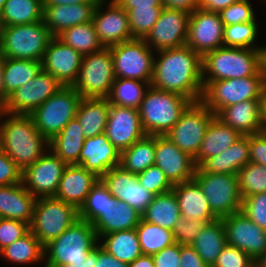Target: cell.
<instances>
[{"label":"cell","mask_w":266,"mask_h":267,"mask_svg":"<svg viewBox=\"0 0 266 267\" xmlns=\"http://www.w3.org/2000/svg\"><path fill=\"white\" fill-rule=\"evenodd\" d=\"M151 86L201 101L202 57L187 45L156 51Z\"/></svg>","instance_id":"cell-1"},{"label":"cell","mask_w":266,"mask_h":267,"mask_svg":"<svg viewBox=\"0 0 266 267\" xmlns=\"http://www.w3.org/2000/svg\"><path fill=\"white\" fill-rule=\"evenodd\" d=\"M2 151L24 171L49 150V141L38 131L30 115L0 110Z\"/></svg>","instance_id":"cell-2"},{"label":"cell","mask_w":266,"mask_h":267,"mask_svg":"<svg viewBox=\"0 0 266 267\" xmlns=\"http://www.w3.org/2000/svg\"><path fill=\"white\" fill-rule=\"evenodd\" d=\"M192 103L183 95L156 89L150 85L138 112L146 135L165 136Z\"/></svg>","instance_id":"cell-3"},{"label":"cell","mask_w":266,"mask_h":267,"mask_svg":"<svg viewBox=\"0 0 266 267\" xmlns=\"http://www.w3.org/2000/svg\"><path fill=\"white\" fill-rule=\"evenodd\" d=\"M203 81L244 78L261 71L260 49L220 47L202 58Z\"/></svg>","instance_id":"cell-4"},{"label":"cell","mask_w":266,"mask_h":267,"mask_svg":"<svg viewBox=\"0 0 266 267\" xmlns=\"http://www.w3.org/2000/svg\"><path fill=\"white\" fill-rule=\"evenodd\" d=\"M98 243L94 226L79 218L56 239L44 246L43 267H60L86 260L88 253Z\"/></svg>","instance_id":"cell-5"},{"label":"cell","mask_w":266,"mask_h":267,"mask_svg":"<svg viewBox=\"0 0 266 267\" xmlns=\"http://www.w3.org/2000/svg\"><path fill=\"white\" fill-rule=\"evenodd\" d=\"M266 91L262 71L254 76L203 81L201 102L215 115L223 108L245 100H261Z\"/></svg>","instance_id":"cell-6"},{"label":"cell","mask_w":266,"mask_h":267,"mask_svg":"<svg viewBox=\"0 0 266 267\" xmlns=\"http://www.w3.org/2000/svg\"><path fill=\"white\" fill-rule=\"evenodd\" d=\"M44 21L0 27V54L4 58L40 61L52 39Z\"/></svg>","instance_id":"cell-7"},{"label":"cell","mask_w":266,"mask_h":267,"mask_svg":"<svg viewBox=\"0 0 266 267\" xmlns=\"http://www.w3.org/2000/svg\"><path fill=\"white\" fill-rule=\"evenodd\" d=\"M81 99L73 86H63L30 114L35 127L50 141L76 117Z\"/></svg>","instance_id":"cell-8"},{"label":"cell","mask_w":266,"mask_h":267,"mask_svg":"<svg viewBox=\"0 0 266 267\" xmlns=\"http://www.w3.org/2000/svg\"><path fill=\"white\" fill-rule=\"evenodd\" d=\"M79 219V210L55 196L37 198L30 231L45 246Z\"/></svg>","instance_id":"cell-9"},{"label":"cell","mask_w":266,"mask_h":267,"mask_svg":"<svg viewBox=\"0 0 266 267\" xmlns=\"http://www.w3.org/2000/svg\"><path fill=\"white\" fill-rule=\"evenodd\" d=\"M115 80L112 52L104 47L83 56L74 89L82 98H107Z\"/></svg>","instance_id":"cell-10"},{"label":"cell","mask_w":266,"mask_h":267,"mask_svg":"<svg viewBox=\"0 0 266 267\" xmlns=\"http://www.w3.org/2000/svg\"><path fill=\"white\" fill-rule=\"evenodd\" d=\"M194 180L202 188L212 212L218 218L241 211L242 197L237 174L209 173L196 167Z\"/></svg>","instance_id":"cell-11"},{"label":"cell","mask_w":266,"mask_h":267,"mask_svg":"<svg viewBox=\"0 0 266 267\" xmlns=\"http://www.w3.org/2000/svg\"><path fill=\"white\" fill-rule=\"evenodd\" d=\"M109 48L112 52L115 78L151 82L155 51L144 39L134 38Z\"/></svg>","instance_id":"cell-12"},{"label":"cell","mask_w":266,"mask_h":267,"mask_svg":"<svg viewBox=\"0 0 266 267\" xmlns=\"http://www.w3.org/2000/svg\"><path fill=\"white\" fill-rule=\"evenodd\" d=\"M214 117L215 114L201 101L192 102L165 136L180 150L195 158L198 155L207 126Z\"/></svg>","instance_id":"cell-13"},{"label":"cell","mask_w":266,"mask_h":267,"mask_svg":"<svg viewBox=\"0 0 266 267\" xmlns=\"http://www.w3.org/2000/svg\"><path fill=\"white\" fill-rule=\"evenodd\" d=\"M63 85L50 73L40 70L36 77L8 96L0 110L12 114L30 115Z\"/></svg>","instance_id":"cell-14"},{"label":"cell","mask_w":266,"mask_h":267,"mask_svg":"<svg viewBox=\"0 0 266 267\" xmlns=\"http://www.w3.org/2000/svg\"><path fill=\"white\" fill-rule=\"evenodd\" d=\"M224 26L219 13L198 7L189 16L186 45L203 58L223 47Z\"/></svg>","instance_id":"cell-15"},{"label":"cell","mask_w":266,"mask_h":267,"mask_svg":"<svg viewBox=\"0 0 266 267\" xmlns=\"http://www.w3.org/2000/svg\"><path fill=\"white\" fill-rule=\"evenodd\" d=\"M67 164L50 149L22 172L25 188L36 198L55 196Z\"/></svg>","instance_id":"cell-16"},{"label":"cell","mask_w":266,"mask_h":267,"mask_svg":"<svg viewBox=\"0 0 266 267\" xmlns=\"http://www.w3.org/2000/svg\"><path fill=\"white\" fill-rule=\"evenodd\" d=\"M189 16L187 11L164 7L145 42L155 52L186 45Z\"/></svg>","instance_id":"cell-17"},{"label":"cell","mask_w":266,"mask_h":267,"mask_svg":"<svg viewBox=\"0 0 266 267\" xmlns=\"http://www.w3.org/2000/svg\"><path fill=\"white\" fill-rule=\"evenodd\" d=\"M227 244L246 252L254 261L266 252V230L242 211L222 217Z\"/></svg>","instance_id":"cell-18"},{"label":"cell","mask_w":266,"mask_h":267,"mask_svg":"<svg viewBox=\"0 0 266 267\" xmlns=\"http://www.w3.org/2000/svg\"><path fill=\"white\" fill-rule=\"evenodd\" d=\"M92 22L104 47L134 39L130 32L127 11L114 0H99Z\"/></svg>","instance_id":"cell-19"},{"label":"cell","mask_w":266,"mask_h":267,"mask_svg":"<svg viewBox=\"0 0 266 267\" xmlns=\"http://www.w3.org/2000/svg\"><path fill=\"white\" fill-rule=\"evenodd\" d=\"M83 55L52 37L41 60L42 70L53 75L63 86H73L77 80Z\"/></svg>","instance_id":"cell-20"},{"label":"cell","mask_w":266,"mask_h":267,"mask_svg":"<svg viewBox=\"0 0 266 267\" xmlns=\"http://www.w3.org/2000/svg\"><path fill=\"white\" fill-rule=\"evenodd\" d=\"M104 134L120 153L146 135L138 110L116 105H110Z\"/></svg>","instance_id":"cell-21"},{"label":"cell","mask_w":266,"mask_h":267,"mask_svg":"<svg viewBox=\"0 0 266 267\" xmlns=\"http://www.w3.org/2000/svg\"><path fill=\"white\" fill-rule=\"evenodd\" d=\"M155 165L164 172L172 185L194 179V158L180 150L166 136H156Z\"/></svg>","instance_id":"cell-22"},{"label":"cell","mask_w":266,"mask_h":267,"mask_svg":"<svg viewBox=\"0 0 266 267\" xmlns=\"http://www.w3.org/2000/svg\"><path fill=\"white\" fill-rule=\"evenodd\" d=\"M120 155L118 149L103 133L84 140L78 165L100 178L111 168L120 165Z\"/></svg>","instance_id":"cell-23"},{"label":"cell","mask_w":266,"mask_h":267,"mask_svg":"<svg viewBox=\"0 0 266 267\" xmlns=\"http://www.w3.org/2000/svg\"><path fill=\"white\" fill-rule=\"evenodd\" d=\"M100 180L80 165H67L60 179L55 197L74 205L78 210L85 203L91 189Z\"/></svg>","instance_id":"cell-24"},{"label":"cell","mask_w":266,"mask_h":267,"mask_svg":"<svg viewBox=\"0 0 266 267\" xmlns=\"http://www.w3.org/2000/svg\"><path fill=\"white\" fill-rule=\"evenodd\" d=\"M98 3L43 6V21L56 37L65 29L92 21Z\"/></svg>","instance_id":"cell-25"},{"label":"cell","mask_w":266,"mask_h":267,"mask_svg":"<svg viewBox=\"0 0 266 267\" xmlns=\"http://www.w3.org/2000/svg\"><path fill=\"white\" fill-rule=\"evenodd\" d=\"M181 218L212 222L218 217L212 212L202 188L193 179L173 185Z\"/></svg>","instance_id":"cell-26"},{"label":"cell","mask_w":266,"mask_h":267,"mask_svg":"<svg viewBox=\"0 0 266 267\" xmlns=\"http://www.w3.org/2000/svg\"><path fill=\"white\" fill-rule=\"evenodd\" d=\"M37 198L24 186L23 182L0 186V215L5 219L32 222Z\"/></svg>","instance_id":"cell-27"},{"label":"cell","mask_w":266,"mask_h":267,"mask_svg":"<svg viewBox=\"0 0 266 267\" xmlns=\"http://www.w3.org/2000/svg\"><path fill=\"white\" fill-rule=\"evenodd\" d=\"M261 100H245L221 109L215 117L242 135L260 133Z\"/></svg>","instance_id":"cell-28"},{"label":"cell","mask_w":266,"mask_h":267,"mask_svg":"<svg viewBox=\"0 0 266 267\" xmlns=\"http://www.w3.org/2000/svg\"><path fill=\"white\" fill-rule=\"evenodd\" d=\"M242 136L239 131L232 129L217 117H214L207 126L198 155L194 158L196 167H199L206 159L229 149Z\"/></svg>","instance_id":"cell-29"},{"label":"cell","mask_w":266,"mask_h":267,"mask_svg":"<svg viewBox=\"0 0 266 267\" xmlns=\"http://www.w3.org/2000/svg\"><path fill=\"white\" fill-rule=\"evenodd\" d=\"M249 162V135H243L229 149L206 159L199 167L209 173L237 174Z\"/></svg>","instance_id":"cell-30"},{"label":"cell","mask_w":266,"mask_h":267,"mask_svg":"<svg viewBox=\"0 0 266 267\" xmlns=\"http://www.w3.org/2000/svg\"><path fill=\"white\" fill-rule=\"evenodd\" d=\"M141 218V213L128 203L116 200L115 205L102 212L92 225L99 240L106 234L136 228Z\"/></svg>","instance_id":"cell-31"},{"label":"cell","mask_w":266,"mask_h":267,"mask_svg":"<svg viewBox=\"0 0 266 267\" xmlns=\"http://www.w3.org/2000/svg\"><path fill=\"white\" fill-rule=\"evenodd\" d=\"M85 136L76 118L49 141V149L67 165H78Z\"/></svg>","instance_id":"cell-32"},{"label":"cell","mask_w":266,"mask_h":267,"mask_svg":"<svg viewBox=\"0 0 266 267\" xmlns=\"http://www.w3.org/2000/svg\"><path fill=\"white\" fill-rule=\"evenodd\" d=\"M110 102L107 98H82L77 109L76 119L83 128L85 138L105 132Z\"/></svg>","instance_id":"cell-33"},{"label":"cell","mask_w":266,"mask_h":267,"mask_svg":"<svg viewBox=\"0 0 266 267\" xmlns=\"http://www.w3.org/2000/svg\"><path fill=\"white\" fill-rule=\"evenodd\" d=\"M226 245L227 239L222 218L206 223L191 244L209 267L213 266Z\"/></svg>","instance_id":"cell-34"},{"label":"cell","mask_w":266,"mask_h":267,"mask_svg":"<svg viewBox=\"0 0 266 267\" xmlns=\"http://www.w3.org/2000/svg\"><path fill=\"white\" fill-rule=\"evenodd\" d=\"M98 244L109 254L127 264L143 255L135 228L103 235Z\"/></svg>","instance_id":"cell-35"},{"label":"cell","mask_w":266,"mask_h":267,"mask_svg":"<svg viewBox=\"0 0 266 267\" xmlns=\"http://www.w3.org/2000/svg\"><path fill=\"white\" fill-rule=\"evenodd\" d=\"M0 257H3L10 264L27 266L30 264H40L44 262V246L37 237L29 230L21 238L12 244L6 246L0 251Z\"/></svg>","instance_id":"cell-36"},{"label":"cell","mask_w":266,"mask_h":267,"mask_svg":"<svg viewBox=\"0 0 266 267\" xmlns=\"http://www.w3.org/2000/svg\"><path fill=\"white\" fill-rule=\"evenodd\" d=\"M141 215L144 221L172 231L181 218L175 193L169 191L156 195Z\"/></svg>","instance_id":"cell-37"},{"label":"cell","mask_w":266,"mask_h":267,"mask_svg":"<svg viewBox=\"0 0 266 267\" xmlns=\"http://www.w3.org/2000/svg\"><path fill=\"white\" fill-rule=\"evenodd\" d=\"M42 0H7L0 11V27L43 21Z\"/></svg>","instance_id":"cell-38"},{"label":"cell","mask_w":266,"mask_h":267,"mask_svg":"<svg viewBox=\"0 0 266 267\" xmlns=\"http://www.w3.org/2000/svg\"><path fill=\"white\" fill-rule=\"evenodd\" d=\"M156 136L145 135L121 152L120 166L128 172L139 174L155 164Z\"/></svg>","instance_id":"cell-39"},{"label":"cell","mask_w":266,"mask_h":267,"mask_svg":"<svg viewBox=\"0 0 266 267\" xmlns=\"http://www.w3.org/2000/svg\"><path fill=\"white\" fill-rule=\"evenodd\" d=\"M41 69L40 61L4 58L5 102L19 87L34 79Z\"/></svg>","instance_id":"cell-40"},{"label":"cell","mask_w":266,"mask_h":267,"mask_svg":"<svg viewBox=\"0 0 266 267\" xmlns=\"http://www.w3.org/2000/svg\"><path fill=\"white\" fill-rule=\"evenodd\" d=\"M151 82H144L135 79L115 78L112 89L107 97L110 105L127 108H139Z\"/></svg>","instance_id":"cell-41"},{"label":"cell","mask_w":266,"mask_h":267,"mask_svg":"<svg viewBox=\"0 0 266 267\" xmlns=\"http://www.w3.org/2000/svg\"><path fill=\"white\" fill-rule=\"evenodd\" d=\"M56 37L83 56L98 52L104 48L103 44L98 39L92 21L65 29Z\"/></svg>","instance_id":"cell-42"},{"label":"cell","mask_w":266,"mask_h":267,"mask_svg":"<svg viewBox=\"0 0 266 267\" xmlns=\"http://www.w3.org/2000/svg\"><path fill=\"white\" fill-rule=\"evenodd\" d=\"M135 229L143 255H153L176 243L173 231L144 221L142 218Z\"/></svg>","instance_id":"cell-43"},{"label":"cell","mask_w":266,"mask_h":267,"mask_svg":"<svg viewBox=\"0 0 266 267\" xmlns=\"http://www.w3.org/2000/svg\"><path fill=\"white\" fill-rule=\"evenodd\" d=\"M136 175L119 165L103 174L100 181L116 200L124 201L132 207L133 178Z\"/></svg>","instance_id":"cell-44"},{"label":"cell","mask_w":266,"mask_h":267,"mask_svg":"<svg viewBox=\"0 0 266 267\" xmlns=\"http://www.w3.org/2000/svg\"><path fill=\"white\" fill-rule=\"evenodd\" d=\"M258 21L224 26L223 47L260 49Z\"/></svg>","instance_id":"cell-45"},{"label":"cell","mask_w":266,"mask_h":267,"mask_svg":"<svg viewBox=\"0 0 266 267\" xmlns=\"http://www.w3.org/2000/svg\"><path fill=\"white\" fill-rule=\"evenodd\" d=\"M115 203L116 199L99 180L91 189L85 203L79 209V218L92 224L102 212L107 211Z\"/></svg>","instance_id":"cell-46"},{"label":"cell","mask_w":266,"mask_h":267,"mask_svg":"<svg viewBox=\"0 0 266 267\" xmlns=\"http://www.w3.org/2000/svg\"><path fill=\"white\" fill-rule=\"evenodd\" d=\"M238 188L242 199L266 192V167L247 163L237 173Z\"/></svg>","instance_id":"cell-47"},{"label":"cell","mask_w":266,"mask_h":267,"mask_svg":"<svg viewBox=\"0 0 266 267\" xmlns=\"http://www.w3.org/2000/svg\"><path fill=\"white\" fill-rule=\"evenodd\" d=\"M164 6L132 8L128 13L129 28L133 38L144 39L157 22Z\"/></svg>","instance_id":"cell-48"},{"label":"cell","mask_w":266,"mask_h":267,"mask_svg":"<svg viewBox=\"0 0 266 267\" xmlns=\"http://www.w3.org/2000/svg\"><path fill=\"white\" fill-rule=\"evenodd\" d=\"M255 13L252 3L249 0H241L233 3L219 12L225 26L257 21Z\"/></svg>","instance_id":"cell-49"},{"label":"cell","mask_w":266,"mask_h":267,"mask_svg":"<svg viewBox=\"0 0 266 267\" xmlns=\"http://www.w3.org/2000/svg\"><path fill=\"white\" fill-rule=\"evenodd\" d=\"M137 177L139 182L155 195L163 194L173 189V185L166 178L164 172L155 164L137 174Z\"/></svg>","instance_id":"cell-50"},{"label":"cell","mask_w":266,"mask_h":267,"mask_svg":"<svg viewBox=\"0 0 266 267\" xmlns=\"http://www.w3.org/2000/svg\"><path fill=\"white\" fill-rule=\"evenodd\" d=\"M241 211L253 223L266 230V192L242 199Z\"/></svg>","instance_id":"cell-51"},{"label":"cell","mask_w":266,"mask_h":267,"mask_svg":"<svg viewBox=\"0 0 266 267\" xmlns=\"http://www.w3.org/2000/svg\"><path fill=\"white\" fill-rule=\"evenodd\" d=\"M206 223L201 220L180 218L172 230L175 242L180 245H191Z\"/></svg>","instance_id":"cell-52"},{"label":"cell","mask_w":266,"mask_h":267,"mask_svg":"<svg viewBox=\"0 0 266 267\" xmlns=\"http://www.w3.org/2000/svg\"><path fill=\"white\" fill-rule=\"evenodd\" d=\"M255 261L244 251L227 244L212 267H254Z\"/></svg>","instance_id":"cell-53"},{"label":"cell","mask_w":266,"mask_h":267,"mask_svg":"<svg viewBox=\"0 0 266 267\" xmlns=\"http://www.w3.org/2000/svg\"><path fill=\"white\" fill-rule=\"evenodd\" d=\"M30 230L27 223L2 218L0 221V251L21 238Z\"/></svg>","instance_id":"cell-54"},{"label":"cell","mask_w":266,"mask_h":267,"mask_svg":"<svg viewBox=\"0 0 266 267\" xmlns=\"http://www.w3.org/2000/svg\"><path fill=\"white\" fill-rule=\"evenodd\" d=\"M22 172L6 153H0V186L21 183Z\"/></svg>","instance_id":"cell-55"},{"label":"cell","mask_w":266,"mask_h":267,"mask_svg":"<svg viewBox=\"0 0 266 267\" xmlns=\"http://www.w3.org/2000/svg\"><path fill=\"white\" fill-rule=\"evenodd\" d=\"M154 267H180V244L174 243L152 255Z\"/></svg>","instance_id":"cell-56"},{"label":"cell","mask_w":266,"mask_h":267,"mask_svg":"<svg viewBox=\"0 0 266 267\" xmlns=\"http://www.w3.org/2000/svg\"><path fill=\"white\" fill-rule=\"evenodd\" d=\"M250 163L266 167V134L249 135Z\"/></svg>","instance_id":"cell-57"},{"label":"cell","mask_w":266,"mask_h":267,"mask_svg":"<svg viewBox=\"0 0 266 267\" xmlns=\"http://www.w3.org/2000/svg\"><path fill=\"white\" fill-rule=\"evenodd\" d=\"M155 196L139 182L137 175L133 178L132 208L142 214Z\"/></svg>","instance_id":"cell-58"},{"label":"cell","mask_w":266,"mask_h":267,"mask_svg":"<svg viewBox=\"0 0 266 267\" xmlns=\"http://www.w3.org/2000/svg\"><path fill=\"white\" fill-rule=\"evenodd\" d=\"M93 267H129V264L118 260L98 244L93 248Z\"/></svg>","instance_id":"cell-59"},{"label":"cell","mask_w":266,"mask_h":267,"mask_svg":"<svg viewBox=\"0 0 266 267\" xmlns=\"http://www.w3.org/2000/svg\"><path fill=\"white\" fill-rule=\"evenodd\" d=\"M180 267H209L191 245H180Z\"/></svg>","instance_id":"cell-60"},{"label":"cell","mask_w":266,"mask_h":267,"mask_svg":"<svg viewBox=\"0 0 266 267\" xmlns=\"http://www.w3.org/2000/svg\"><path fill=\"white\" fill-rule=\"evenodd\" d=\"M127 12L132 8H151V6H164L161 0H114Z\"/></svg>","instance_id":"cell-61"},{"label":"cell","mask_w":266,"mask_h":267,"mask_svg":"<svg viewBox=\"0 0 266 267\" xmlns=\"http://www.w3.org/2000/svg\"><path fill=\"white\" fill-rule=\"evenodd\" d=\"M241 0H199V8L205 11L219 13L233 3Z\"/></svg>","instance_id":"cell-62"},{"label":"cell","mask_w":266,"mask_h":267,"mask_svg":"<svg viewBox=\"0 0 266 267\" xmlns=\"http://www.w3.org/2000/svg\"><path fill=\"white\" fill-rule=\"evenodd\" d=\"M166 8L181 9L192 13L199 7V0H161Z\"/></svg>","instance_id":"cell-63"},{"label":"cell","mask_w":266,"mask_h":267,"mask_svg":"<svg viewBox=\"0 0 266 267\" xmlns=\"http://www.w3.org/2000/svg\"><path fill=\"white\" fill-rule=\"evenodd\" d=\"M43 6L98 3L99 0H42Z\"/></svg>","instance_id":"cell-64"},{"label":"cell","mask_w":266,"mask_h":267,"mask_svg":"<svg viewBox=\"0 0 266 267\" xmlns=\"http://www.w3.org/2000/svg\"><path fill=\"white\" fill-rule=\"evenodd\" d=\"M129 267H154L152 255H141L130 263Z\"/></svg>","instance_id":"cell-65"},{"label":"cell","mask_w":266,"mask_h":267,"mask_svg":"<svg viewBox=\"0 0 266 267\" xmlns=\"http://www.w3.org/2000/svg\"><path fill=\"white\" fill-rule=\"evenodd\" d=\"M260 133L266 134V91L260 104Z\"/></svg>","instance_id":"cell-66"},{"label":"cell","mask_w":266,"mask_h":267,"mask_svg":"<svg viewBox=\"0 0 266 267\" xmlns=\"http://www.w3.org/2000/svg\"><path fill=\"white\" fill-rule=\"evenodd\" d=\"M60 267H93V249L88 253L86 260L71 262Z\"/></svg>","instance_id":"cell-67"},{"label":"cell","mask_w":266,"mask_h":267,"mask_svg":"<svg viewBox=\"0 0 266 267\" xmlns=\"http://www.w3.org/2000/svg\"><path fill=\"white\" fill-rule=\"evenodd\" d=\"M4 57L0 54V108L5 103V87L3 73Z\"/></svg>","instance_id":"cell-68"},{"label":"cell","mask_w":266,"mask_h":267,"mask_svg":"<svg viewBox=\"0 0 266 267\" xmlns=\"http://www.w3.org/2000/svg\"><path fill=\"white\" fill-rule=\"evenodd\" d=\"M261 52V71L263 73L265 82H266V46L262 45L260 48Z\"/></svg>","instance_id":"cell-69"},{"label":"cell","mask_w":266,"mask_h":267,"mask_svg":"<svg viewBox=\"0 0 266 267\" xmlns=\"http://www.w3.org/2000/svg\"><path fill=\"white\" fill-rule=\"evenodd\" d=\"M254 267H266V252L263 256H261L255 261Z\"/></svg>","instance_id":"cell-70"},{"label":"cell","mask_w":266,"mask_h":267,"mask_svg":"<svg viewBox=\"0 0 266 267\" xmlns=\"http://www.w3.org/2000/svg\"><path fill=\"white\" fill-rule=\"evenodd\" d=\"M7 0H0V11L2 10L3 6L5 5V2Z\"/></svg>","instance_id":"cell-71"},{"label":"cell","mask_w":266,"mask_h":267,"mask_svg":"<svg viewBox=\"0 0 266 267\" xmlns=\"http://www.w3.org/2000/svg\"><path fill=\"white\" fill-rule=\"evenodd\" d=\"M2 152V137H1V133H0V153Z\"/></svg>","instance_id":"cell-72"}]
</instances>
